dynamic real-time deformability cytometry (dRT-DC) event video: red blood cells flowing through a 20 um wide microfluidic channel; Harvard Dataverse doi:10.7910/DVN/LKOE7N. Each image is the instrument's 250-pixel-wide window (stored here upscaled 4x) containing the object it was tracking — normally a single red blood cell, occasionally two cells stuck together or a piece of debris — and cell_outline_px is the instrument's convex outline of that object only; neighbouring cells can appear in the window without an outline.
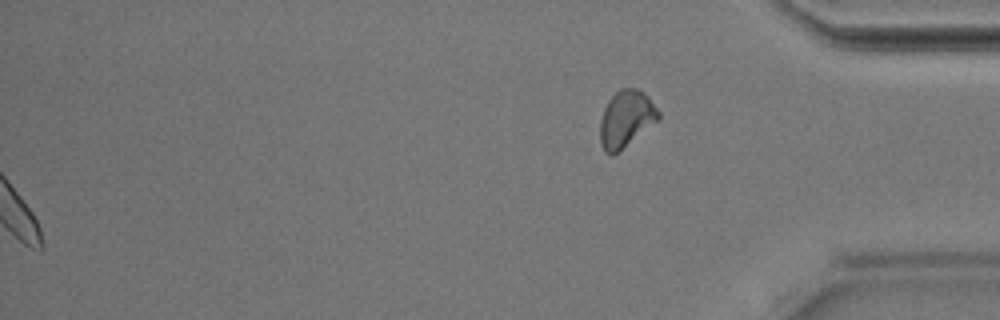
{"species": "Egyptian fruit bat (a non-hibernating species)", "species_latin": "Rousettus aegyptiacus", "temperature_condition": "room temperature", "stored_images_in_passage": 42, "segment_of_instrument_passage": [2, 2], "camera_frame_rate_fps": 3000, "um_per_image_px": 0.085, "animal": {"sex": "male"}, "frame": {"image": 1, "passage_image": 42, "time_ms": 13.667, "image_size_px": [1000, 320], "cell_outline_px": [[660, 116], [656, 120], [612, 156], [604, 152], [600, 144], [600, 120], [604, 108], [608, 100], [620, 88], [640, 88], [648, 96], [660, 112]], "centroid_in_image_um": [53.18, 10.07], "position_along_channel_um": 382.0, "area_um2": 18.96}}